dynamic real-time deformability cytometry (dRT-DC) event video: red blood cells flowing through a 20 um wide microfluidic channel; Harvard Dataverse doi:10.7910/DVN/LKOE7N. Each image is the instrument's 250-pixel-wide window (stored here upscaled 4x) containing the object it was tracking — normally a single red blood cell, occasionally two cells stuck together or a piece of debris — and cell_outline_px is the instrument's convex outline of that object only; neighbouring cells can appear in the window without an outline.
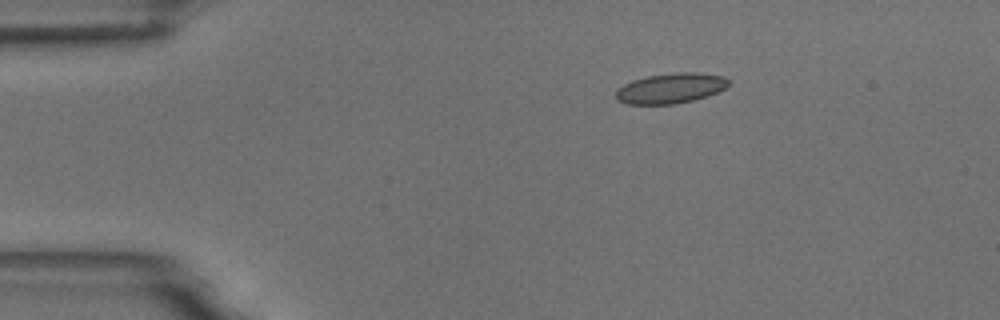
{"species": "common noctule bat (a hibernating species)", "species_latin": "Nyctalus noctula", "temperature_condition": "room temperature", "stored_images_in_passage": 2, "camera_frame_rate_fps": 3000, "um_per_image_px": 0.085, "animal": {"sex": "male", "body_mass_g": 18.8}, "frame": {"image": 1, "passage_image": 1, "time_ms": 0.0, "image_size_px": [1000, 320], "cell_outline_px": [[728, 84], [724, 88], [716, 92], [692, 100], [676, 104], [628, 104], [616, 100], [616, 92], [624, 84], [632, 80], [648, 76], [676, 72], [700, 72], [724, 76], [728, 80]], "centroid_in_image_um": [56.99, 7.49], "position_along_channel_um": 28.0, "area_um2": 19.65}}